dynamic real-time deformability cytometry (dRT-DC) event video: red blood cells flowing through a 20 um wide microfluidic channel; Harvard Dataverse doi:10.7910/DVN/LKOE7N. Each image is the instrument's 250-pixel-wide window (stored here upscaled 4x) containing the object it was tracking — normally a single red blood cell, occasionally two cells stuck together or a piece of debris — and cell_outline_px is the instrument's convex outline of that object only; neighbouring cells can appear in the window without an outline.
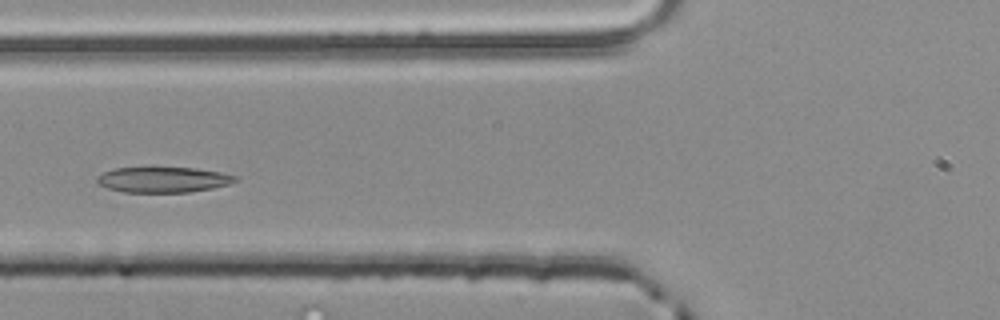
{"species": "common noctule bat (a hibernating species)", "species_latin": "Nyctalus noctula", "temperature_condition": "room temperature", "stored_images_in_passage": 3, "camera_frame_rate_fps": 3000, "um_per_image_px": 0.085, "animal": {"sex": "male", "body_mass_g": 20.4}, "frame": {"image": 1, "passage_image": 3, "time_ms": 0.667, "image_size_px": [1000, 320], "cell_outline_px": [[240, 176], [236, 180], [228, 184], [212, 188], [188, 192], [124, 192], [108, 188], [96, 184], [96, 176], [112, 168], [196, 168], [220, 172]], "centroid_in_image_um": [13.84, 15.27], "position_along_channel_um": 112.0, "area_um2": 20.52}}